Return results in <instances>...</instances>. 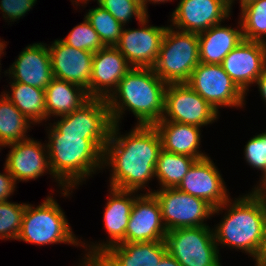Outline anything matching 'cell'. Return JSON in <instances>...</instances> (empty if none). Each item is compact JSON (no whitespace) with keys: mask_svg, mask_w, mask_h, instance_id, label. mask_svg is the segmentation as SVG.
Here are the masks:
<instances>
[{"mask_svg":"<svg viewBox=\"0 0 266 266\" xmlns=\"http://www.w3.org/2000/svg\"><path fill=\"white\" fill-rule=\"evenodd\" d=\"M119 126L113 124L103 165L112 166L110 187L138 191L155 177L161 139L154 125H135L125 135H120Z\"/></svg>","mask_w":266,"mask_h":266,"instance_id":"cell-1","label":"cell"},{"mask_svg":"<svg viewBox=\"0 0 266 266\" xmlns=\"http://www.w3.org/2000/svg\"><path fill=\"white\" fill-rule=\"evenodd\" d=\"M47 132V152L54 179L64 196L70 189L105 168L103 154L109 139H85V134H60L52 125ZM103 166V167H102Z\"/></svg>","mask_w":266,"mask_h":266,"instance_id":"cell-2","label":"cell"},{"mask_svg":"<svg viewBox=\"0 0 266 266\" xmlns=\"http://www.w3.org/2000/svg\"><path fill=\"white\" fill-rule=\"evenodd\" d=\"M222 210L227 212L220 224L213 229L217 246L226 245L245 251L255 259V266H266L264 215L258 199L250 191L234 202L229 198L221 206L214 208L213 214Z\"/></svg>","mask_w":266,"mask_h":266,"instance_id":"cell-3","label":"cell"},{"mask_svg":"<svg viewBox=\"0 0 266 266\" xmlns=\"http://www.w3.org/2000/svg\"><path fill=\"white\" fill-rule=\"evenodd\" d=\"M167 83L152 68H131L106 100L113 124H120L125 110L137 118V125H154L164 113Z\"/></svg>","mask_w":266,"mask_h":266,"instance_id":"cell-4","label":"cell"},{"mask_svg":"<svg viewBox=\"0 0 266 266\" xmlns=\"http://www.w3.org/2000/svg\"><path fill=\"white\" fill-rule=\"evenodd\" d=\"M16 240L37 245L68 243L79 246L81 243L80 247L87 248L85 242H79L76 238L62 208L51 195L36 208L26 204L22 226Z\"/></svg>","mask_w":266,"mask_h":266,"instance_id":"cell-5","label":"cell"},{"mask_svg":"<svg viewBox=\"0 0 266 266\" xmlns=\"http://www.w3.org/2000/svg\"><path fill=\"white\" fill-rule=\"evenodd\" d=\"M199 63L198 34L167 27L152 67L155 74L167 84L186 83Z\"/></svg>","mask_w":266,"mask_h":266,"instance_id":"cell-6","label":"cell"},{"mask_svg":"<svg viewBox=\"0 0 266 266\" xmlns=\"http://www.w3.org/2000/svg\"><path fill=\"white\" fill-rule=\"evenodd\" d=\"M164 241L167 252L181 266H222L209 226L173 229L167 231Z\"/></svg>","mask_w":266,"mask_h":266,"instance_id":"cell-7","label":"cell"},{"mask_svg":"<svg viewBox=\"0 0 266 266\" xmlns=\"http://www.w3.org/2000/svg\"><path fill=\"white\" fill-rule=\"evenodd\" d=\"M148 190V193H152L159 202L162 222L167 231L208 226L204 220L213 216L214 207L202 198L192 196L177 188Z\"/></svg>","mask_w":266,"mask_h":266,"instance_id":"cell-8","label":"cell"},{"mask_svg":"<svg viewBox=\"0 0 266 266\" xmlns=\"http://www.w3.org/2000/svg\"><path fill=\"white\" fill-rule=\"evenodd\" d=\"M217 112L219 107H243L245 94L224 71L221 64L199 63L186 82Z\"/></svg>","mask_w":266,"mask_h":266,"instance_id":"cell-9","label":"cell"},{"mask_svg":"<svg viewBox=\"0 0 266 266\" xmlns=\"http://www.w3.org/2000/svg\"><path fill=\"white\" fill-rule=\"evenodd\" d=\"M218 114L187 83L167 84L161 120L202 127L216 121Z\"/></svg>","mask_w":266,"mask_h":266,"instance_id":"cell-10","label":"cell"},{"mask_svg":"<svg viewBox=\"0 0 266 266\" xmlns=\"http://www.w3.org/2000/svg\"><path fill=\"white\" fill-rule=\"evenodd\" d=\"M109 190H111L109 191L110 198L106 203L103 219L110 239L105 243L88 245L89 251L85 254L81 266H89L110 247L125 243V231L130 213L135 199L139 195H135L137 191L121 190L113 187H110Z\"/></svg>","mask_w":266,"mask_h":266,"instance_id":"cell-11","label":"cell"},{"mask_svg":"<svg viewBox=\"0 0 266 266\" xmlns=\"http://www.w3.org/2000/svg\"><path fill=\"white\" fill-rule=\"evenodd\" d=\"M51 124L60 134H85V139H109L113 127L105 99L91 98L81 108Z\"/></svg>","mask_w":266,"mask_h":266,"instance_id":"cell-12","label":"cell"},{"mask_svg":"<svg viewBox=\"0 0 266 266\" xmlns=\"http://www.w3.org/2000/svg\"><path fill=\"white\" fill-rule=\"evenodd\" d=\"M146 16L138 29H122L115 47L132 67L152 68L157 60L167 26H149Z\"/></svg>","mask_w":266,"mask_h":266,"instance_id":"cell-13","label":"cell"},{"mask_svg":"<svg viewBox=\"0 0 266 266\" xmlns=\"http://www.w3.org/2000/svg\"><path fill=\"white\" fill-rule=\"evenodd\" d=\"M221 65L237 87L247 95L250 85L255 84L266 70V50L260 41L244 39L230 51Z\"/></svg>","mask_w":266,"mask_h":266,"instance_id":"cell-14","label":"cell"},{"mask_svg":"<svg viewBox=\"0 0 266 266\" xmlns=\"http://www.w3.org/2000/svg\"><path fill=\"white\" fill-rule=\"evenodd\" d=\"M226 0H180L170 21L175 29L201 33L230 16Z\"/></svg>","mask_w":266,"mask_h":266,"instance_id":"cell-15","label":"cell"},{"mask_svg":"<svg viewBox=\"0 0 266 266\" xmlns=\"http://www.w3.org/2000/svg\"><path fill=\"white\" fill-rule=\"evenodd\" d=\"M131 68L133 67L115 46H105L94 53L87 89L90 98L107 100Z\"/></svg>","mask_w":266,"mask_h":266,"instance_id":"cell-16","label":"cell"},{"mask_svg":"<svg viewBox=\"0 0 266 266\" xmlns=\"http://www.w3.org/2000/svg\"><path fill=\"white\" fill-rule=\"evenodd\" d=\"M167 230L159 202L152 193L139 194L133 204L125 231V243L164 241Z\"/></svg>","mask_w":266,"mask_h":266,"instance_id":"cell-17","label":"cell"},{"mask_svg":"<svg viewBox=\"0 0 266 266\" xmlns=\"http://www.w3.org/2000/svg\"><path fill=\"white\" fill-rule=\"evenodd\" d=\"M177 189L204 199L214 208L221 206L229 199L225 182L210 157L197 160Z\"/></svg>","mask_w":266,"mask_h":266,"instance_id":"cell-18","label":"cell"},{"mask_svg":"<svg viewBox=\"0 0 266 266\" xmlns=\"http://www.w3.org/2000/svg\"><path fill=\"white\" fill-rule=\"evenodd\" d=\"M48 50L54 78L89 88L94 53L71 47L61 39L55 40Z\"/></svg>","mask_w":266,"mask_h":266,"instance_id":"cell-19","label":"cell"},{"mask_svg":"<svg viewBox=\"0 0 266 266\" xmlns=\"http://www.w3.org/2000/svg\"><path fill=\"white\" fill-rule=\"evenodd\" d=\"M7 146L11 150L6 155L5 166L15 182L17 180L23 182L29 181V179L35 180L46 172L53 176L46 144L43 145L41 142L29 137V139Z\"/></svg>","mask_w":266,"mask_h":266,"instance_id":"cell-20","label":"cell"},{"mask_svg":"<svg viewBox=\"0 0 266 266\" xmlns=\"http://www.w3.org/2000/svg\"><path fill=\"white\" fill-rule=\"evenodd\" d=\"M47 46L46 43H34L21 51L9 70L5 71L13 79L11 82H21L45 90L54 78Z\"/></svg>","mask_w":266,"mask_h":266,"instance_id":"cell-21","label":"cell"},{"mask_svg":"<svg viewBox=\"0 0 266 266\" xmlns=\"http://www.w3.org/2000/svg\"><path fill=\"white\" fill-rule=\"evenodd\" d=\"M166 253L165 241L121 243L110 247L89 266H157Z\"/></svg>","mask_w":266,"mask_h":266,"instance_id":"cell-22","label":"cell"},{"mask_svg":"<svg viewBox=\"0 0 266 266\" xmlns=\"http://www.w3.org/2000/svg\"><path fill=\"white\" fill-rule=\"evenodd\" d=\"M159 133L162 149L179 155L191 156L197 160L208 157L201 153V127L160 120L154 124Z\"/></svg>","mask_w":266,"mask_h":266,"instance_id":"cell-23","label":"cell"},{"mask_svg":"<svg viewBox=\"0 0 266 266\" xmlns=\"http://www.w3.org/2000/svg\"><path fill=\"white\" fill-rule=\"evenodd\" d=\"M238 24L240 28L234 29L220 23L198 34L201 63L221 64L230 51L244 40L241 21Z\"/></svg>","mask_w":266,"mask_h":266,"instance_id":"cell-24","label":"cell"},{"mask_svg":"<svg viewBox=\"0 0 266 266\" xmlns=\"http://www.w3.org/2000/svg\"><path fill=\"white\" fill-rule=\"evenodd\" d=\"M87 90L82 86L53 78L45 89L47 119L60 117L81 108L90 100Z\"/></svg>","mask_w":266,"mask_h":266,"instance_id":"cell-25","label":"cell"},{"mask_svg":"<svg viewBox=\"0 0 266 266\" xmlns=\"http://www.w3.org/2000/svg\"><path fill=\"white\" fill-rule=\"evenodd\" d=\"M11 94L3 92L16 108L32 123L47 120L45 106V90L21 82H9Z\"/></svg>","mask_w":266,"mask_h":266,"instance_id":"cell-26","label":"cell"},{"mask_svg":"<svg viewBox=\"0 0 266 266\" xmlns=\"http://www.w3.org/2000/svg\"><path fill=\"white\" fill-rule=\"evenodd\" d=\"M197 159L161 150L155 167V177L161 189L177 188Z\"/></svg>","mask_w":266,"mask_h":266,"instance_id":"cell-27","label":"cell"},{"mask_svg":"<svg viewBox=\"0 0 266 266\" xmlns=\"http://www.w3.org/2000/svg\"><path fill=\"white\" fill-rule=\"evenodd\" d=\"M0 97V140L9 145L29 139L26 133L33 123L3 93Z\"/></svg>","mask_w":266,"mask_h":266,"instance_id":"cell-28","label":"cell"},{"mask_svg":"<svg viewBox=\"0 0 266 266\" xmlns=\"http://www.w3.org/2000/svg\"><path fill=\"white\" fill-rule=\"evenodd\" d=\"M240 11L243 38L261 42L266 37V0H256Z\"/></svg>","mask_w":266,"mask_h":266,"instance_id":"cell-29","label":"cell"},{"mask_svg":"<svg viewBox=\"0 0 266 266\" xmlns=\"http://www.w3.org/2000/svg\"><path fill=\"white\" fill-rule=\"evenodd\" d=\"M90 22L93 29L104 46H115L120 38L123 25L118 22L106 9L98 5L86 12L84 16Z\"/></svg>","mask_w":266,"mask_h":266,"instance_id":"cell-30","label":"cell"},{"mask_svg":"<svg viewBox=\"0 0 266 266\" xmlns=\"http://www.w3.org/2000/svg\"><path fill=\"white\" fill-rule=\"evenodd\" d=\"M25 209L26 203L0 202V239H17Z\"/></svg>","mask_w":266,"mask_h":266,"instance_id":"cell-31","label":"cell"},{"mask_svg":"<svg viewBox=\"0 0 266 266\" xmlns=\"http://www.w3.org/2000/svg\"><path fill=\"white\" fill-rule=\"evenodd\" d=\"M61 40L71 47L92 53H96L105 47L102 44L98 33L93 29L86 17L84 18L83 23L76 25L66 38Z\"/></svg>","mask_w":266,"mask_h":266,"instance_id":"cell-32","label":"cell"},{"mask_svg":"<svg viewBox=\"0 0 266 266\" xmlns=\"http://www.w3.org/2000/svg\"><path fill=\"white\" fill-rule=\"evenodd\" d=\"M97 4L106 9L123 26L133 16L139 22L148 16L142 5L134 0H97Z\"/></svg>","mask_w":266,"mask_h":266,"instance_id":"cell-33","label":"cell"},{"mask_svg":"<svg viewBox=\"0 0 266 266\" xmlns=\"http://www.w3.org/2000/svg\"><path fill=\"white\" fill-rule=\"evenodd\" d=\"M244 155L251 168L261 170L262 180L266 176V131L248 140L244 148Z\"/></svg>","mask_w":266,"mask_h":266,"instance_id":"cell-34","label":"cell"},{"mask_svg":"<svg viewBox=\"0 0 266 266\" xmlns=\"http://www.w3.org/2000/svg\"><path fill=\"white\" fill-rule=\"evenodd\" d=\"M37 0H1L0 10L3 12L5 20H19L25 16L30 9L35 5Z\"/></svg>","mask_w":266,"mask_h":266,"instance_id":"cell-35","label":"cell"},{"mask_svg":"<svg viewBox=\"0 0 266 266\" xmlns=\"http://www.w3.org/2000/svg\"><path fill=\"white\" fill-rule=\"evenodd\" d=\"M4 171L5 173H0V202L8 201L17 184L6 166H4Z\"/></svg>","mask_w":266,"mask_h":266,"instance_id":"cell-36","label":"cell"},{"mask_svg":"<svg viewBox=\"0 0 266 266\" xmlns=\"http://www.w3.org/2000/svg\"><path fill=\"white\" fill-rule=\"evenodd\" d=\"M255 84L258 85V91L260 92L264 102H266V70L256 80Z\"/></svg>","mask_w":266,"mask_h":266,"instance_id":"cell-37","label":"cell"},{"mask_svg":"<svg viewBox=\"0 0 266 266\" xmlns=\"http://www.w3.org/2000/svg\"><path fill=\"white\" fill-rule=\"evenodd\" d=\"M157 266H181L179 262L172 257L168 252L162 257Z\"/></svg>","mask_w":266,"mask_h":266,"instance_id":"cell-38","label":"cell"},{"mask_svg":"<svg viewBox=\"0 0 266 266\" xmlns=\"http://www.w3.org/2000/svg\"><path fill=\"white\" fill-rule=\"evenodd\" d=\"M260 181L259 185L254 187L251 192L254 196H266V176Z\"/></svg>","mask_w":266,"mask_h":266,"instance_id":"cell-39","label":"cell"},{"mask_svg":"<svg viewBox=\"0 0 266 266\" xmlns=\"http://www.w3.org/2000/svg\"><path fill=\"white\" fill-rule=\"evenodd\" d=\"M263 210V215H264V232H265V238H266V196H255Z\"/></svg>","mask_w":266,"mask_h":266,"instance_id":"cell-40","label":"cell"},{"mask_svg":"<svg viewBox=\"0 0 266 266\" xmlns=\"http://www.w3.org/2000/svg\"><path fill=\"white\" fill-rule=\"evenodd\" d=\"M235 0H228V6H229V10L231 12V7H232V3H234ZM256 0H240L239 3L240 4V7L241 9H243L245 6H247L248 4L252 3V2H255Z\"/></svg>","mask_w":266,"mask_h":266,"instance_id":"cell-41","label":"cell"},{"mask_svg":"<svg viewBox=\"0 0 266 266\" xmlns=\"http://www.w3.org/2000/svg\"><path fill=\"white\" fill-rule=\"evenodd\" d=\"M168 1H172V0H143V10L148 14V12H147V3L149 2V3H158V4H160V2L162 3H165V2H168Z\"/></svg>","mask_w":266,"mask_h":266,"instance_id":"cell-42","label":"cell"},{"mask_svg":"<svg viewBox=\"0 0 266 266\" xmlns=\"http://www.w3.org/2000/svg\"><path fill=\"white\" fill-rule=\"evenodd\" d=\"M6 48V44H5V41H1V44H0V58H1V55L4 54V49ZM1 65V63H0ZM1 68V67H0ZM1 72V71H0Z\"/></svg>","mask_w":266,"mask_h":266,"instance_id":"cell-43","label":"cell"},{"mask_svg":"<svg viewBox=\"0 0 266 266\" xmlns=\"http://www.w3.org/2000/svg\"><path fill=\"white\" fill-rule=\"evenodd\" d=\"M71 1H72L73 3L75 2V3H76L75 5H77V4L79 5V2H80V3H83V4L85 5V4H87L88 1H90V0H75V1H74V0H71Z\"/></svg>","mask_w":266,"mask_h":266,"instance_id":"cell-44","label":"cell"},{"mask_svg":"<svg viewBox=\"0 0 266 266\" xmlns=\"http://www.w3.org/2000/svg\"><path fill=\"white\" fill-rule=\"evenodd\" d=\"M261 44L266 50V37L261 41Z\"/></svg>","mask_w":266,"mask_h":266,"instance_id":"cell-45","label":"cell"},{"mask_svg":"<svg viewBox=\"0 0 266 266\" xmlns=\"http://www.w3.org/2000/svg\"><path fill=\"white\" fill-rule=\"evenodd\" d=\"M7 145L4 143V142H2L1 140H0V150H1V147H6Z\"/></svg>","mask_w":266,"mask_h":266,"instance_id":"cell-46","label":"cell"},{"mask_svg":"<svg viewBox=\"0 0 266 266\" xmlns=\"http://www.w3.org/2000/svg\"><path fill=\"white\" fill-rule=\"evenodd\" d=\"M134 1L140 3L142 5V8H143V0H134Z\"/></svg>","mask_w":266,"mask_h":266,"instance_id":"cell-47","label":"cell"}]
</instances>
